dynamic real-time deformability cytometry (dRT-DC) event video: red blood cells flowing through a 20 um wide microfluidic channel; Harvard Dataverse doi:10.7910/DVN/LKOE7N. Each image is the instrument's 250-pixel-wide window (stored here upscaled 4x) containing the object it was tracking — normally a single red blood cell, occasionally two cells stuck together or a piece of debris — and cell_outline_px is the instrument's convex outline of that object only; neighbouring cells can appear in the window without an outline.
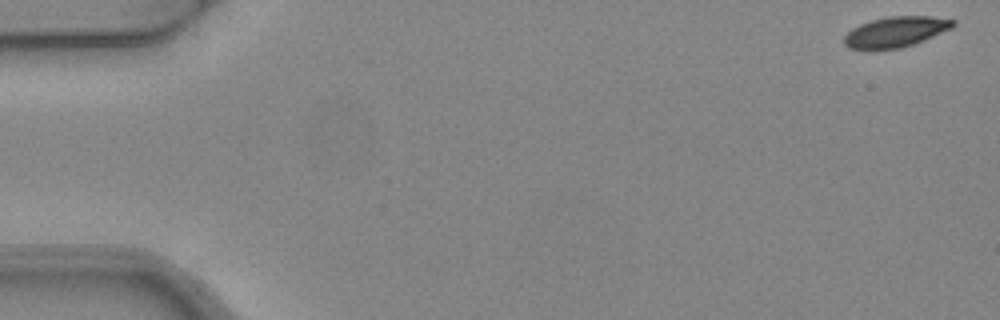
{"species": "common noctule bat (a hibernating species)", "species_latin": "Nyctalus noctula", "temperature_condition": "warm", "stored_images_in_passage": 5, "camera_frame_rate_fps": 3000, "um_per_image_px": 0.085, "animal": {"sex": "female", "body_mass_g": 24.6, "forearm_length_mm": 56.2}, "frame": {"image": 1, "passage_image": 1, "time_ms": 0.0, "image_size_px": [1000, 320], "cell_outline_px": [[956, 24], [952, 28], [924, 40], [900, 48], [848, 48], [844, 44], [844, 36], [852, 28], [860, 24], [872, 20], [888, 16], [932, 16], [956, 20]], "centroid_in_image_um": [76.17, 2.68], "position_along_channel_um": 8.8, "area_um2": 19.07}}
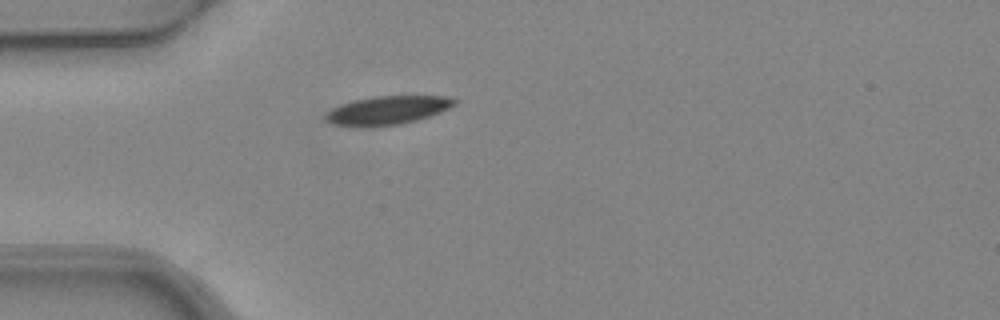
{"frame": {"image": 2, "passage_image": 5, "time_ms": 1.333, "image_size_px": [1000, 320], "cell_outline_px": [[456, 104], [440, 112], [416, 120], [400, 124], [360, 128], [356, 128], [332, 124], [324, 120], [324, 116], [332, 108], [356, 100], [372, 96], [444, 96], [456, 100]], "centroid_in_image_um": [32.88, 9.4], "position_along_channel_um": 52.1, "area_um2": 21.44}}